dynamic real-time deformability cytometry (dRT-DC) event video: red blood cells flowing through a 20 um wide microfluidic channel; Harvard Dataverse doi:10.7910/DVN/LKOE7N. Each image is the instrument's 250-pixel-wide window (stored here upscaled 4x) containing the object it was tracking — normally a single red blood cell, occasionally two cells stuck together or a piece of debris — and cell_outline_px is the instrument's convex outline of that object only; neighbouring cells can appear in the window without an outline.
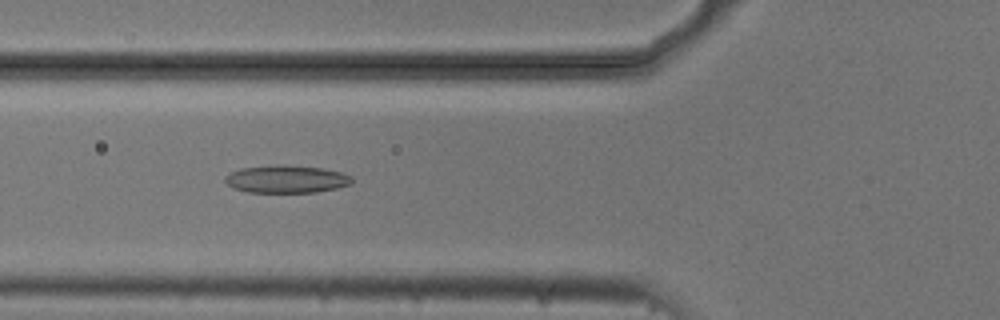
{"species": "common noctule bat (a hibernating species)", "species_latin": "Nyctalus noctula", "temperature_condition": "cold", "stored_images_in_passage": 55, "camera_frame_rate_fps": 3000, "um_per_image_px": 0.085, "animal": {"sex": "male", "body_mass_g": 20.5, "forearm_length_mm": 52.5}, "frame": {"image": 1, "passage_image": 20, "time_ms": 6.333, "image_size_px": [1000, 320], "cell_outline_px": [[352, 184], [336, 188], [316, 192], [248, 192], [232, 188], [224, 180], [224, 176], [240, 168], [280, 164], [324, 168], [340, 172], [352, 176]], "centroid_in_image_um": [24.34, 15.22], "position_along_channel_um": 101.5, "area_um2": 20.52}}
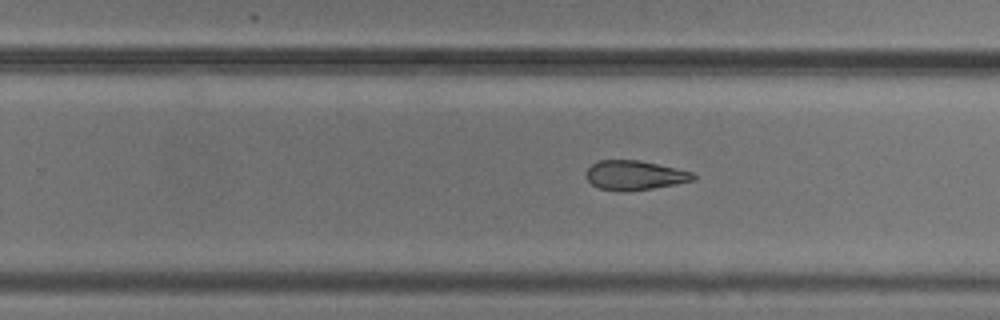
{"frame": {"image": 2, "passage_image": 34, "time_ms": 11.0, "image_size_px": [1000, 320], "cell_outline_px": [[696, 176], [692, 180], [676, 184], [652, 188], [624, 192], [600, 188], [592, 184], [588, 180], [588, 168], [592, 164], [600, 160], [636, 160], [676, 168], [692, 172]], "centroid_in_image_um": [53.95, 14.9], "position_along_channel_um": 275.9, "area_um2": 17.98}}
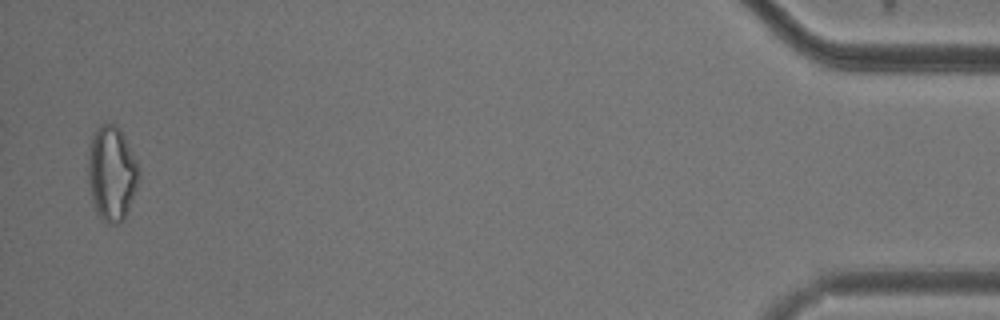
{"frame": {"image": 3, "passage_image": 53, "time_ms": 17.333, "image_size_px": [1000, 320], "cell_outline_px": [[140, 180], [124, 220], [116, 224], [112, 224], [100, 220], [96, 212], [92, 200], [88, 184], [88, 148], [92, 132], [96, 128], [104, 124], [112, 124], [120, 128], [136, 160], [140, 172]], "centroid_in_image_um": [9.48, 14.75], "position_along_channel_um": 425.7, "area_um2": 28.44}, "authors_computed_cell_mechanics": {"area_um2": 21.386, "velocity_mm_per_s": 3.7232, "shape_relaxation_time_tau1_ms": 9.3074, "shape_relaxation_time_tau2_ms": 4.0385, "deformation_change_tau1": 0.2102, "deformation_change_tau2": 0.1276}}